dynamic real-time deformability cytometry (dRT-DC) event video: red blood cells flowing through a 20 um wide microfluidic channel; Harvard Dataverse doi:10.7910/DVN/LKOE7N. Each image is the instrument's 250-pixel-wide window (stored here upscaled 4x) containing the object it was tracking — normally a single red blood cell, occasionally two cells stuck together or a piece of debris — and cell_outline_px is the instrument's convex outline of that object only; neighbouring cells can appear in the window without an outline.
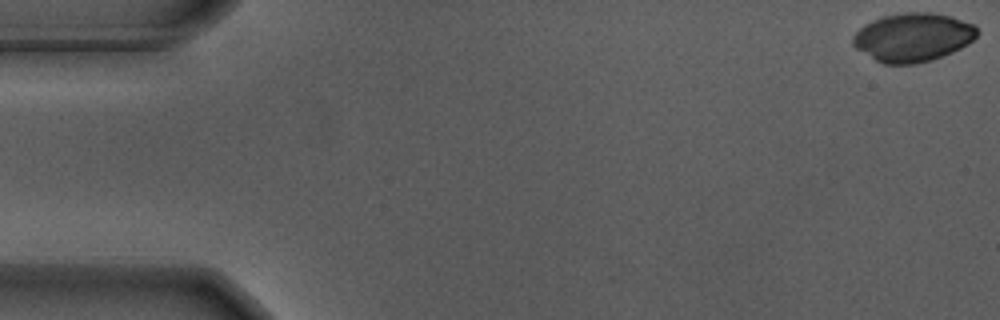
{"species": "Egyptian fruit bat (a non-hibernating species)", "species_latin": "Rousettus aegyptiacus", "temperature_condition": "warm", "stored_images_in_passage": 12, "camera_frame_rate_fps": 3000, "um_per_image_px": 0.085, "animal": {"sex": "male"}, "frame": {"image": 1, "passage_image": 1, "time_ms": 0.0, "image_size_px": [1000, 320], "cell_outline_px": [[980, 32], [968, 44], [952, 52], [932, 60], [916, 64], [884, 64], [876, 60], [856, 48], [852, 44], [852, 36], [864, 24], [872, 20], [884, 16], [904, 12], [932, 12], [952, 16], [976, 24]], "centroid_in_image_um": [77.63, 3.16], "position_along_channel_um": 7.4, "area_um2": 35.43}}